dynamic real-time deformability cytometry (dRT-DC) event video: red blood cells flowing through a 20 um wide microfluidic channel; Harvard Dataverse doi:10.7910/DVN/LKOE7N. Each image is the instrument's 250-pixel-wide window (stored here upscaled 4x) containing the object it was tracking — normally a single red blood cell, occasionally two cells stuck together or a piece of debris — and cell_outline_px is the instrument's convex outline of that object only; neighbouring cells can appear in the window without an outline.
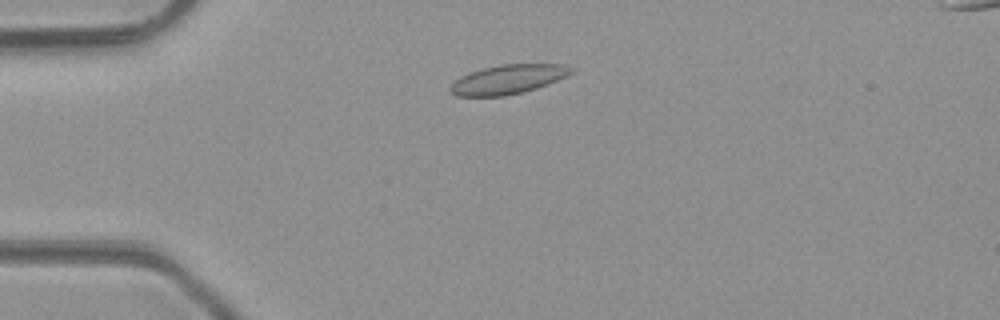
{"species": "common noctule bat (a hibernating species)", "species_latin": "Nyctalus noctula", "temperature_condition": "room temperature", "stored_images_in_passage": 5, "camera_frame_rate_fps": 3000, "um_per_image_px": 0.085, "animal": {"sex": "male", "body_mass_g": 23.1, "forearm_length_mm": 52.7}, "frame": {"image": 1, "passage_image": 3, "time_ms": 2.0, "image_size_px": [1000, 320], "cell_outline_px": [[576, 68], [572, 72], [548, 84], [536, 88], [504, 96], [456, 96], [448, 88], [460, 76], [468, 72], [500, 64], [564, 64]], "centroid_in_image_um": [43.17, 6.73], "position_along_channel_um": 41.8, "area_um2": 20.46}}
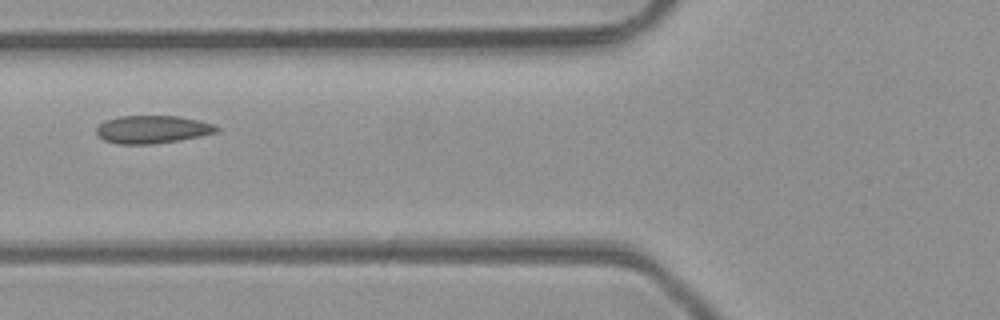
{"frame": {"image": 2, "passage_image": 5, "time_ms": 4.333, "image_size_px": [1000, 320], "cell_outline_px": [[220, 128], [216, 132], [200, 136], [152, 144], [116, 144], [104, 140], [96, 136], [96, 128], [104, 120], [116, 116], [180, 116], [200, 120], [212, 124]], "centroid_in_image_um": [12.9, 10.99], "position_along_channel_um": 112.9, "area_um2": 19.59}}